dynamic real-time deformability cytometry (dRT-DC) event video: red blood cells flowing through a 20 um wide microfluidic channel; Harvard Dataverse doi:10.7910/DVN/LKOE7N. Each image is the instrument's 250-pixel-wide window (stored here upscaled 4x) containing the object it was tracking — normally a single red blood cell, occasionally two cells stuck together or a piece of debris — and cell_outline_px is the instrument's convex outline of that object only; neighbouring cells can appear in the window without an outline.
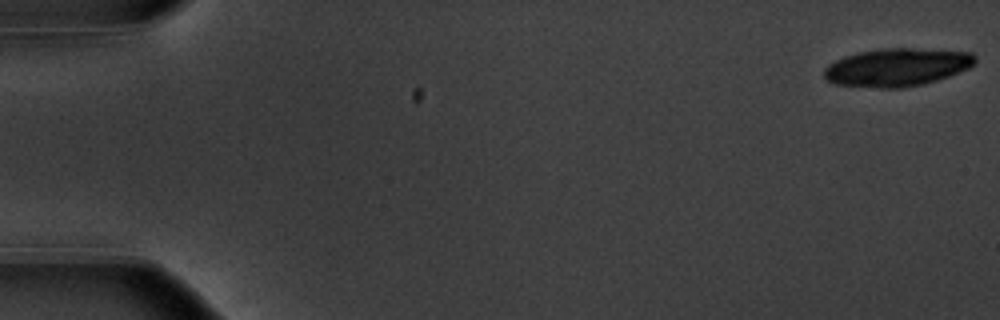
{"species": "common noctule bat (a hibernating species)", "species_latin": "Nyctalus noctula", "temperature_condition": "warm", "stored_images_in_passage": 9, "camera_frame_rate_fps": 3000, "um_per_image_px": 0.085, "animal": {"sex": "male", "body_mass_g": 20.1, "forearm_length_mm": 53.5}, "frame": {"image": 1, "passage_image": 1, "time_ms": 0.0, "image_size_px": [1000, 320], "cell_outline_px": [[976, 60], [968, 68], [948, 76], [936, 80], [920, 84], [900, 88], [880, 88], [832, 84], [824, 76], [824, 68], [828, 64], [844, 56], [860, 52], [880, 48], [912, 48], [972, 52], [976, 56]], "centroid_in_image_um": [76.21, 5.71], "position_along_channel_um": 8.8, "area_um2": 33.29}}